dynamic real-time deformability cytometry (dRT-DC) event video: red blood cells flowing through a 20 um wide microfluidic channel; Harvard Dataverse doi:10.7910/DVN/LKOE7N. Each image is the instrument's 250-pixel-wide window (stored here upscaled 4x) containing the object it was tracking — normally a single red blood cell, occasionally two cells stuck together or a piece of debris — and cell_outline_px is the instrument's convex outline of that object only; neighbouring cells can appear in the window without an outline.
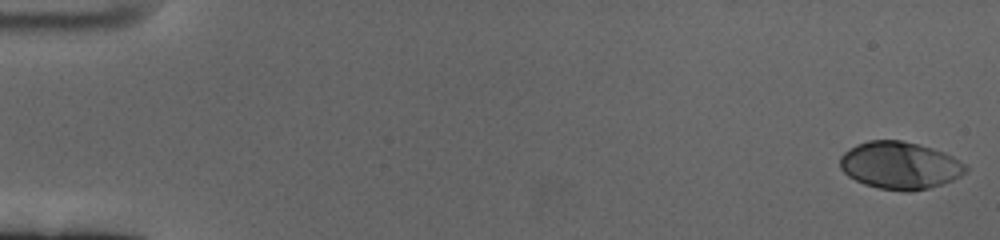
{"species": "human", "species_latin": "Homo sapiens", "temperature_condition": "cold", "stored_images_in_passage": 60, "camera_frame_rate_fps": 3000, "um_per_image_px": 0.085, "donor": {"sex": "female"}, "frame": {"image": 1, "passage_image": 1, "time_ms": 0.0, "image_size_px": [1000, 240], "cell_outline_px": [[968, 172], [952, 180], [928, 188], [908, 192], [880, 188], [864, 184], [848, 176], [840, 168], [840, 156], [848, 148], [856, 144], [868, 140], [900, 140], [932, 148], [944, 152], [952, 156], [964, 164], [968, 168]], "centroid_in_image_um": [76.47, 14.05], "position_along_channel_um": 8.5, "area_um2": 34.62}}
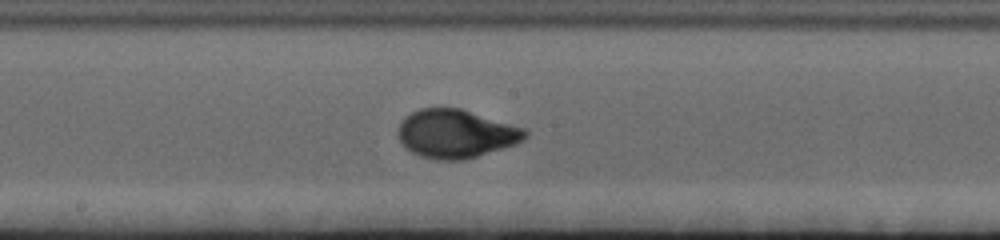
{"frame": {"image": 2, "passage_image": 33, "time_ms": 10.667, "image_size_px": [1000, 240], "cell_outline_px": [[528, 136], [524, 140], [516, 144], [464, 160], [436, 160], [420, 156], [412, 152], [400, 140], [400, 124], [404, 116], [420, 108], [460, 108], [524, 128], [528, 132]], "centroid_in_image_um": [38.78, 11.37], "position_along_channel_um": 209.4, "area_um2": 35.55}}
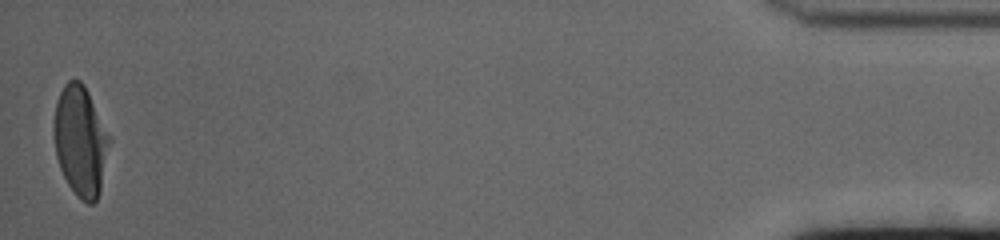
{"frame": {"image": 3, "passage_image": 60, "time_ms": 19.667, "image_size_px": [1000, 240], "cell_outline_px": [[112, 140], [100, 192], [96, 200], [92, 204], [88, 204], [80, 200], [68, 184], [60, 168], [56, 156], [52, 132], [56, 100], [64, 84], [68, 80], [80, 80], [84, 84], [112, 136]], "centroid_in_image_um": [6.86, 11.97], "position_along_channel_um": 428.3, "area_um2": 36.53}, "authors_computed_cell_mechanics": {"area_um2": 34.2176, "velocity_mm_per_s": 3.3669, "shape_relaxation_time_tau1_ms": 3.5451, "shape_relaxation_time_tau2_ms": null, "deformation_change_tau1": 0.1796, "deformation_change_tau2": null}}